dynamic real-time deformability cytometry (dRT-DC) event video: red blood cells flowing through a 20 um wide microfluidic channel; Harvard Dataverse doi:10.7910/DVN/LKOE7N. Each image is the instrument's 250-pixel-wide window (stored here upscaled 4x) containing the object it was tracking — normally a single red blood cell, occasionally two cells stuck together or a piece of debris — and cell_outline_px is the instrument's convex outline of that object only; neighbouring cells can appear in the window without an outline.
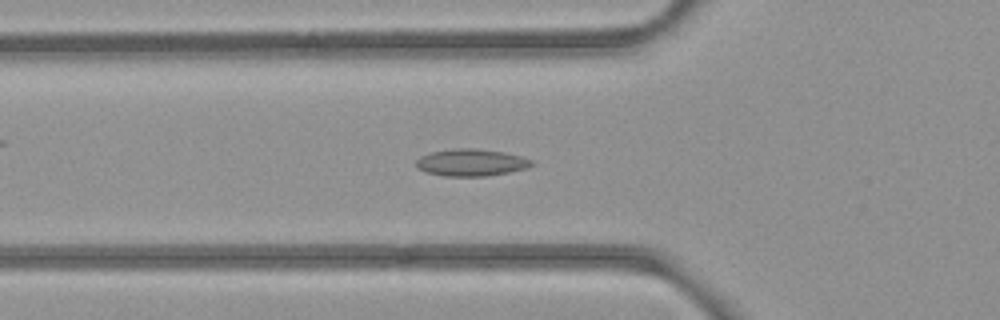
{"species": "common noctule bat (a hibernating species)", "species_latin": "Nyctalus noctula", "temperature_condition": "room temperature", "stored_images_in_passage": 46, "camera_frame_rate_fps": 3000, "um_per_image_px": 0.085, "animal": {"sex": "female", "body_mass_g": 21.9}, "frame": {"image": 1, "passage_image": 12, "time_ms": 3.667, "image_size_px": [1000, 320], "cell_outline_px": [[536, 164], [528, 168], [508, 172], [484, 176], [444, 176], [428, 172], [416, 168], [416, 160], [420, 156], [432, 152], [456, 148], [476, 148], [504, 152], [520, 156], [532, 160]], "centroid_in_image_um": [40.06, 13.81], "position_along_channel_um": 85.7, "area_um2": 18.21}}
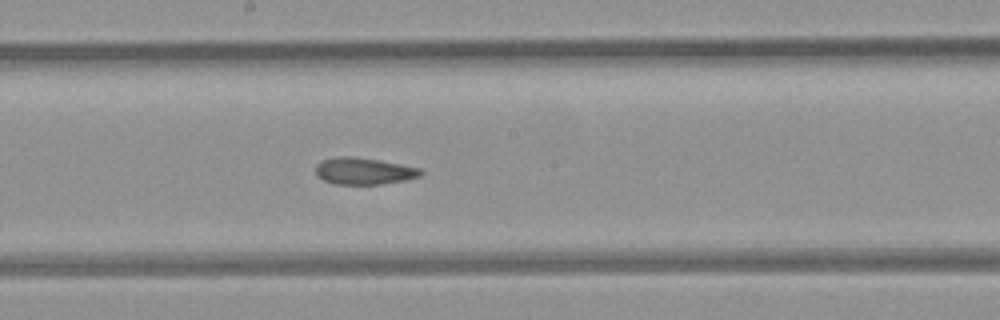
{"frame": {"image": 2, "passage_image": 22, "time_ms": 7.0, "image_size_px": [1000, 320], "cell_outline_px": [[424, 172], [420, 176], [404, 180], [380, 184], [332, 184], [316, 176], [316, 164], [320, 160], [336, 156], [356, 156], [380, 160], [420, 168]], "centroid_in_image_um": [30.88, 14.52], "position_along_channel_um": 217.3, "area_um2": 16.59}}
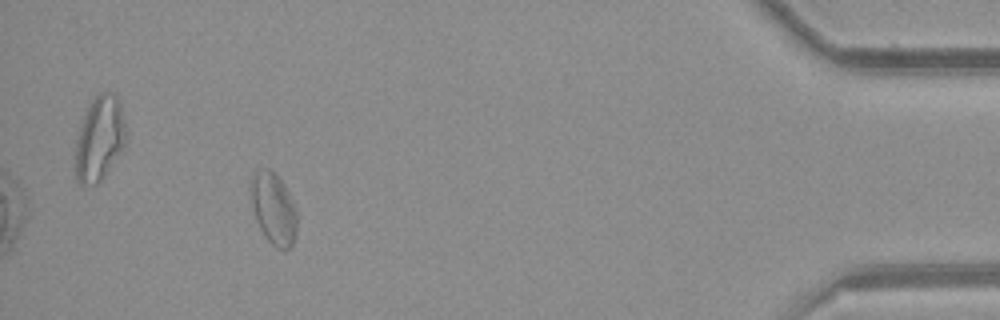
{"frame": {"image": 3, "passage_image": 42, "time_ms": 13.667, "image_size_px": [1000, 320], "cell_outline_px": [[300, 216], [292, 248], [276, 248], [264, 236], [256, 220], [252, 208], [252, 172], [264, 168], [268, 168], [276, 172], [284, 184]], "centroid_in_image_um": [23.3, 17.73], "position_along_channel_um": 411.9, "area_um2": 19.59}, "authors_computed_cell_mechanics": {"area_um2": 17.6579, "velocity_mm_per_s": 3.926, "shape_relaxation_time_tau1_ms": null, "shape_relaxation_time_tau2_ms": 3.5118, "deformation_change_tau1": null, "deformation_change_tau2": 0.1011}}